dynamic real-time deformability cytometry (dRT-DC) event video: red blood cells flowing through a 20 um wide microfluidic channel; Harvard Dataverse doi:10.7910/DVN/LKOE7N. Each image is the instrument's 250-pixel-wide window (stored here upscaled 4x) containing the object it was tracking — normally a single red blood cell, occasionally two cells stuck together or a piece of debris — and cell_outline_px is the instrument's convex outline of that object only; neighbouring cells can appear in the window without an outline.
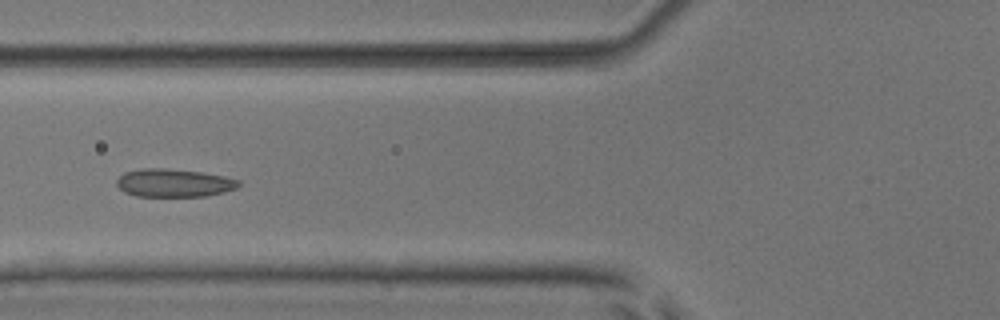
{"species": "common noctule bat (a hibernating species)", "species_latin": "Nyctalus noctula", "temperature_condition": "room temperature", "stored_images_in_passage": 6, "camera_frame_rate_fps": 3000, "um_per_image_px": 0.085, "animal": {"sex": "male", "body_mass_g": 17.9, "forearm_length_mm": 54.2}, "frame": {"image": 1, "passage_image": 3, "time_ms": 2.333, "image_size_px": [1000, 320], "cell_outline_px": [[240, 184], [236, 188], [224, 192], [204, 196], [136, 196], [124, 192], [116, 184], [116, 180], [124, 172], [140, 168], [164, 168], [200, 172], [224, 176], [240, 180]], "centroid_in_image_um": [14.76, 15.54], "position_along_channel_um": 111.0, "area_um2": 19.94}}
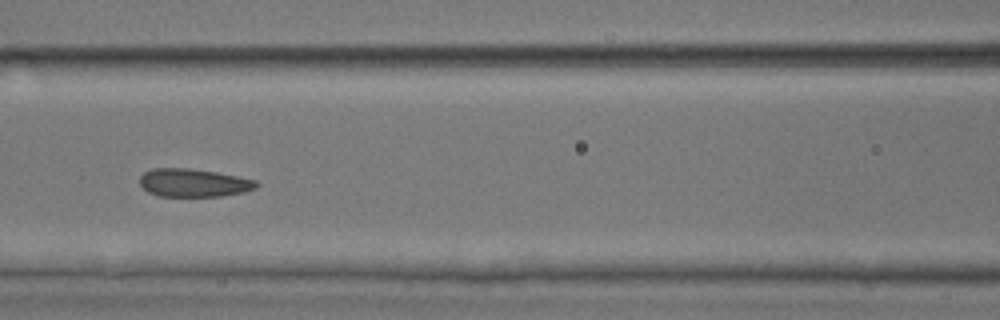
{"frame": {"image": 2, "passage_image": 4, "time_ms": 3.333, "image_size_px": [1000, 320], "cell_outline_px": [[260, 184], [256, 188], [244, 192], [220, 196], [160, 196], [148, 192], [140, 184], [140, 176], [144, 172], [152, 168], [188, 168], [216, 172], [256, 180]], "centroid_in_image_um": [16.46, 15.53], "position_along_channel_um": 150.1, "area_um2": 19.07}}
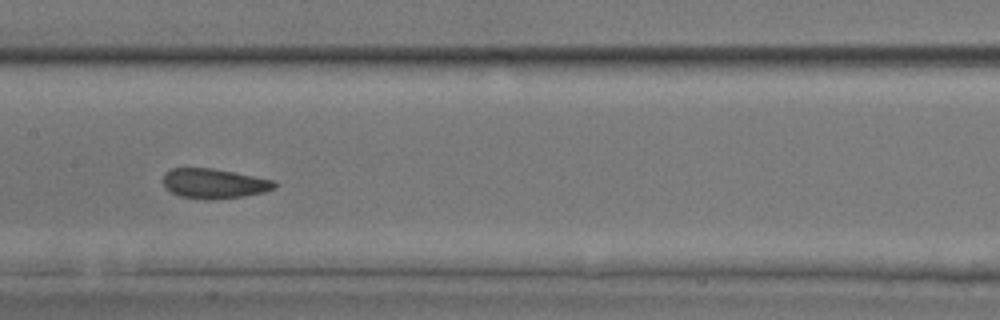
{"frame": {"image": 3, "passage_image": 5, "time_ms": 4.333, "image_size_px": [1000, 320], "cell_outline_px": [[276, 188], [264, 192], [244, 196], [212, 200], [204, 200], [180, 196], [164, 188], [164, 172], [172, 168], [212, 168], [276, 180]], "centroid_in_image_um": [18.21, 15.6], "position_along_channel_um": 189.2, "area_um2": 19.54}}